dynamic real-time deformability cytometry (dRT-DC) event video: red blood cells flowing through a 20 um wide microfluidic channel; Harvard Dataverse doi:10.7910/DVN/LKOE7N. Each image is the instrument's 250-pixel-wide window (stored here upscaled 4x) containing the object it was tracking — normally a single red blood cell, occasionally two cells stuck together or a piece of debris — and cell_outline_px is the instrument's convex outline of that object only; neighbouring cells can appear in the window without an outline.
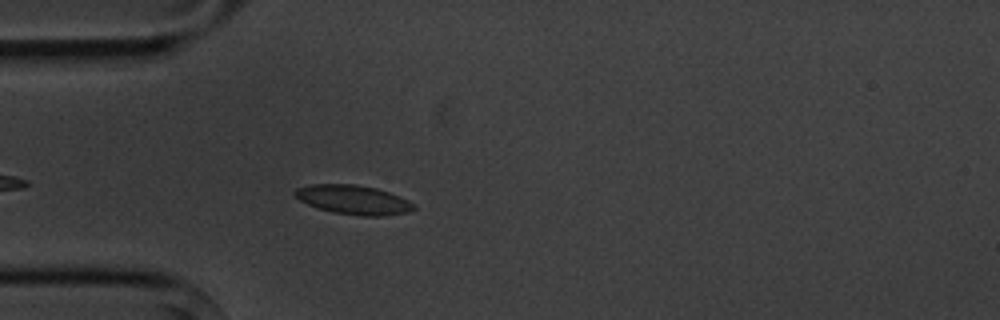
{"species": "common noctule bat (a hibernating species)", "species_latin": "Nyctalus noctula", "temperature_condition": "cold", "stored_images_in_passage": 1, "camera_frame_rate_fps": 3000, "um_per_image_px": 0.085, "animal": {"sex": "male", "body_mass_g": 20.1, "forearm_length_mm": 53.5}, "frame": {"image": 1, "passage_image": 1, "time_ms": 0.0, "image_size_px": [1000, 320], "cell_outline_px": [[416, 208], [404, 212], [384, 216], [360, 216], [332, 212], [308, 204], [300, 200], [292, 192], [296, 188], [312, 184], [356, 184], [376, 188], [400, 196], [416, 204]], "centroid_in_image_um": [30.04, 16.97], "position_along_channel_um": 55.0, "area_um2": 20.17}}